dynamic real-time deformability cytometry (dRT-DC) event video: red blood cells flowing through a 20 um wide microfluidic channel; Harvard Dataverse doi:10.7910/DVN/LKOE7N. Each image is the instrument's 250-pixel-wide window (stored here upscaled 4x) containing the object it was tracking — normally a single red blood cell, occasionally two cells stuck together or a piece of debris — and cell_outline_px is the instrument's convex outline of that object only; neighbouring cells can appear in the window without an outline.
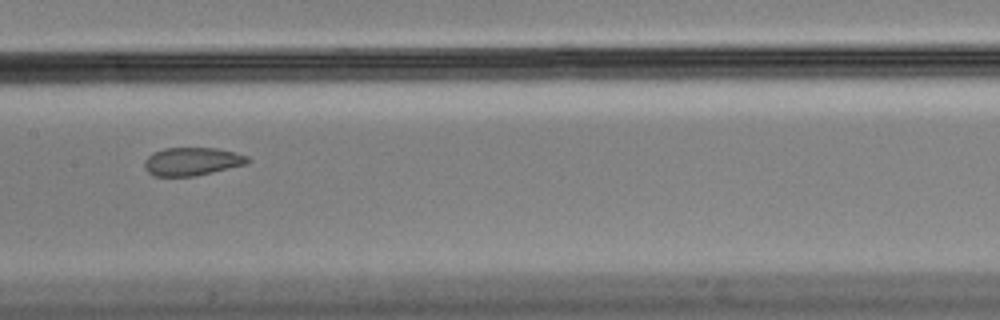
{"species": "Egyptian fruit bat (a non-hibernating species)", "species_latin": "Rousettus aegyptiacus", "temperature_condition": "cold", "stored_images_in_passage": 9, "camera_frame_rate_fps": 3000, "um_per_image_px": 0.085, "animal": {"sex": "male"}, "frame": {"image": 1, "passage_image": 9, "time_ms": 2.667, "image_size_px": [1000, 320], "cell_outline_px": [[252, 160], [248, 164], [196, 176], [152, 176], [144, 168], [144, 160], [152, 152], [164, 148], [216, 148], [248, 156]], "centroid_in_image_um": [16.32, 13.73], "position_along_channel_um": 191.1, "area_um2": 17.11}}